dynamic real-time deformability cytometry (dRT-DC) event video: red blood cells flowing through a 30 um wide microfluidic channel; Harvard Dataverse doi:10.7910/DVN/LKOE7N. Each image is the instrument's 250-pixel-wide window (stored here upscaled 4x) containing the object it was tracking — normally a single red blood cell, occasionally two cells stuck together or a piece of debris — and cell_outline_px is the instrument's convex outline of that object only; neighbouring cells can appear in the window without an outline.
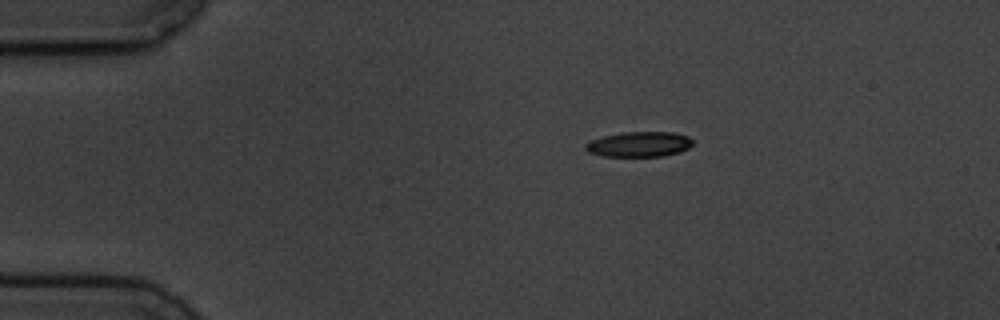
{"species": "common noctule bat (a hibernating species)", "species_latin": "Nyctalus noctula", "temperature_condition": "cold", "stored_images_in_passage": 4, "camera_frame_rate_fps": 3000, "um_per_image_px": 0.085, "animal": {"sex": "male", "body_mass_g": 19.5, "forearm_length_mm": 54.6}, "frame": {"image": 1, "passage_image": 1, "time_ms": 0.0, "image_size_px": [1000, 320], "cell_outline_px": [[692, 144], [688, 148], [680, 152], [664, 156], [604, 156], [588, 152], [584, 148], [584, 144], [592, 140], [604, 136], [624, 132], [672, 132], [688, 136], [692, 140]], "centroid_in_image_um": [54.33, 12.26], "position_along_channel_um": 30.7, "area_um2": 15.66}}
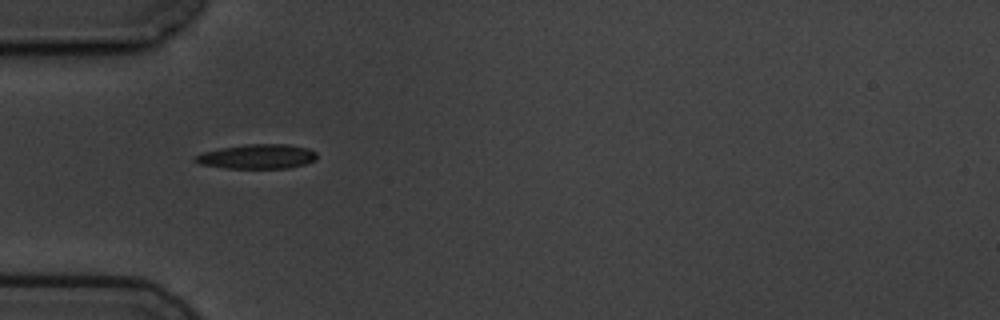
{"frame": {"image": 2, "passage_image": 3, "time_ms": 2.333, "image_size_px": [1000, 320], "cell_outline_px": [[316, 160], [304, 164], [288, 168], [224, 168], [200, 164], [192, 160], [196, 156], [204, 152], [220, 148], [248, 144], [288, 144], [308, 148], [316, 152]], "centroid_in_image_um": [21.87, 13.3], "position_along_channel_um": 63.1, "area_um2": 17.34}}
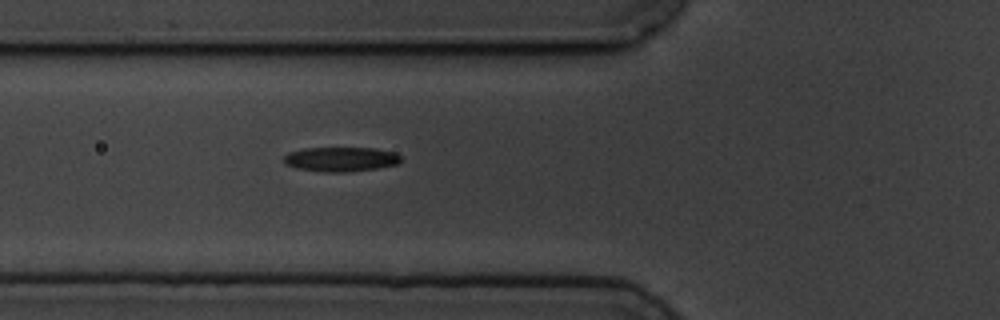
{"frame": {"image": 3, "passage_image": 4, "time_ms": 3.333, "image_size_px": [1000, 320], "cell_outline_px": [[400, 160], [396, 164], [376, 168], [348, 172], [324, 172], [296, 168], [284, 164], [284, 156], [288, 152], [304, 148], [376, 148], [396, 152], [400, 156]], "centroid_in_image_um": [28.94, 13.53], "position_along_channel_um": 96.9, "area_um2": 16.76}}